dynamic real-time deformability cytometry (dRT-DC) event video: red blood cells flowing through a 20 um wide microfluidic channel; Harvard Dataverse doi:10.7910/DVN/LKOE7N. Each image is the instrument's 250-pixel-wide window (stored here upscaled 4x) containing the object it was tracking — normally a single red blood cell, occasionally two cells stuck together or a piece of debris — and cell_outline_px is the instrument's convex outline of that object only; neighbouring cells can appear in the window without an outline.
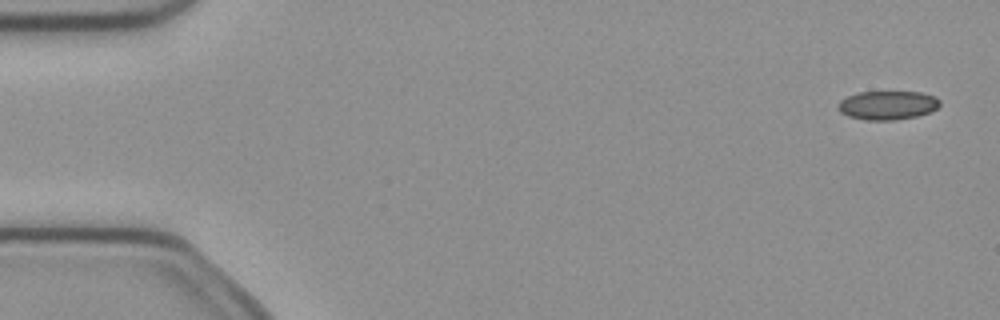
{"species": "common noctule bat (a hibernating species)", "species_latin": "Nyctalus noctula", "temperature_condition": "cold", "stored_images_in_passage": 4, "camera_frame_rate_fps": 3000, "um_per_image_px": 0.085, "animal": {"sex": "female", "body_mass_g": 21.9}, "frame": {"image": 1, "passage_image": 1, "time_ms": 0.0, "image_size_px": [1000, 320], "cell_outline_px": [[940, 104], [936, 108], [928, 112], [916, 116], [892, 120], [864, 120], [848, 116], [840, 112], [836, 104], [840, 100], [848, 96], [860, 92], [920, 92], [936, 96], [940, 100]], "centroid_in_image_um": [75.42, 8.94], "position_along_channel_um": 9.6, "area_um2": 17.05}}